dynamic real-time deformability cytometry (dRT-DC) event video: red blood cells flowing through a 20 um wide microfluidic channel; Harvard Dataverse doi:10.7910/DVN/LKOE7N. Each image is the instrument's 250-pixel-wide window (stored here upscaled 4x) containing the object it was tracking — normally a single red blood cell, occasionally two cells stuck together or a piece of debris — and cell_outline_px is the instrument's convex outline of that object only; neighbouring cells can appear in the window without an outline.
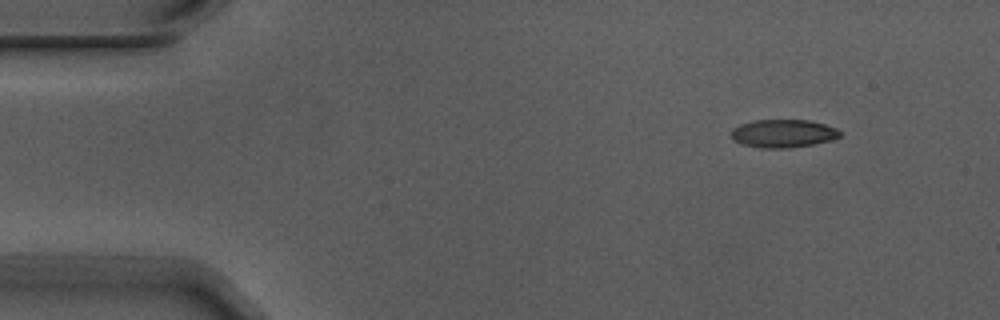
{"species": "Egyptian fruit bat (a non-hibernating species)", "species_latin": "Rousettus aegyptiacus", "temperature_condition": "warm", "stored_images_in_passage": 5, "camera_frame_rate_fps": 3000, "um_per_image_px": 0.085, "animal": {"sex": "male"}, "frame": {"image": 1, "passage_image": 1, "time_ms": 0.0, "image_size_px": [1000, 320], "cell_outline_px": [[844, 132], [840, 136], [832, 140], [812, 144], [788, 148], [764, 148], [740, 144], [732, 140], [732, 128], [740, 124], [756, 120], [808, 120], [824, 124], [836, 128]], "centroid_in_image_um": [66.57, 11.34], "position_along_channel_um": 18.4, "area_um2": 17.86}}
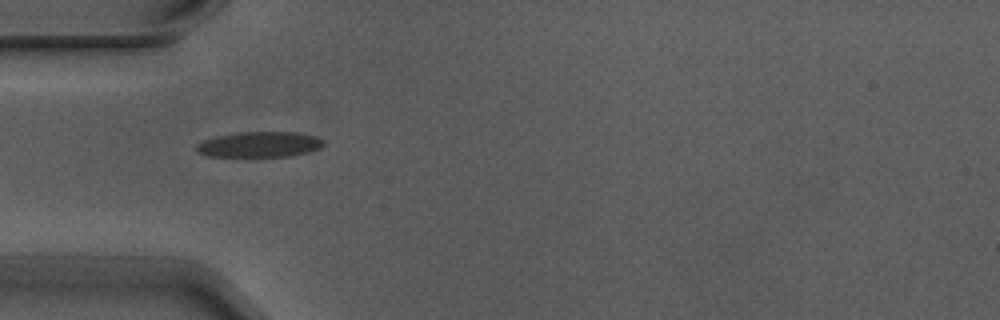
{"frame": {"image": 2, "passage_image": 4, "time_ms": 1.0, "image_size_px": [1000, 320], "cell_outline_px": [[324, 144], [320, 148], [308, 152], [292, 156], [208, 156], [196, 152], [196, 144], [204, 140], [216, 136], [240, 132], [296, 132], [316, 136], [324, 140]], "centroid_in_image_um": [22.07, 12.27], "position_along_channel_um": 62.9, "area_um2": 18.9}}